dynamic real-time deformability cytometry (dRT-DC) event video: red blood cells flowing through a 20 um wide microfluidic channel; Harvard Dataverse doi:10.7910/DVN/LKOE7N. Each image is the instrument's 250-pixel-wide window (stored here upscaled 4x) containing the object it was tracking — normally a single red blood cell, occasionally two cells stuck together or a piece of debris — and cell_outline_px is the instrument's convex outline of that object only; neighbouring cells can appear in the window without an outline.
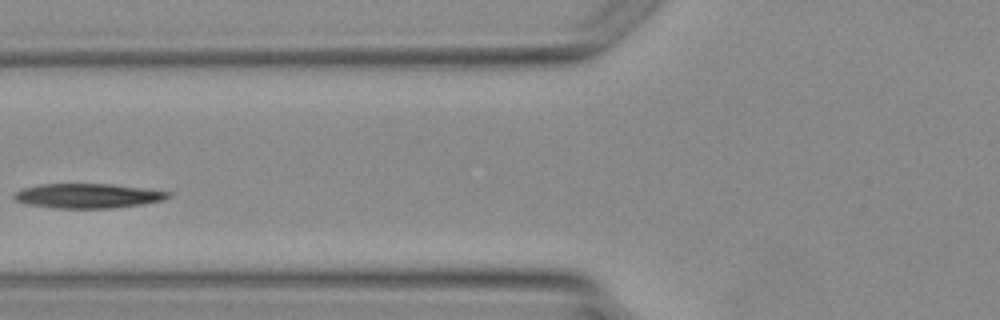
{"species": "Egyptian fruit bat (a non-hibernating species)", "species_latin": "Rousettus aegyptiacus", "temperature_condition": "warm", "stored_images_in_passage": 2, "camera_frame_rate_fps": 3000, "um_per_image_px": 0.085, "animal": {"sex": "female"}, "frame": {"image": 1, "passage_image": 2, "time_ms": 1.333, "image_size_px": [1000, 320], "cell_outline_px": [[172, 196], [164, 200], [144, 204], [112, 208], [56, 208], [28, 204], [12, 200], [12, 192], [24, 188], [40, 184], [112, 184], [148, 188], [172, 192]], "centroid_in_image_um": [7.49, 16.64], "position_along_channel_um": 118.3, "area_um2": 22.43}}